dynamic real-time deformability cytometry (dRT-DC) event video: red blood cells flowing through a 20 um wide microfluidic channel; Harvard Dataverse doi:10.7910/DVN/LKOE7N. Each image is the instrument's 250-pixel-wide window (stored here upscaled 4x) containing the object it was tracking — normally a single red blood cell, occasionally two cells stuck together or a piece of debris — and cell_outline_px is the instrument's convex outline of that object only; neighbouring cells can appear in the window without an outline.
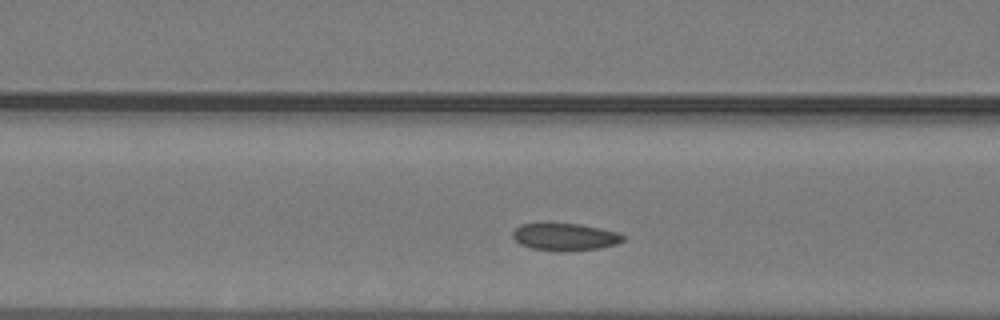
{"species": "common noctule bat (a hibernating species)", "species_latin": "Nyctalus noctula", "temperature_condition": "warm", "stored_images_in_passage": 38, "camera_frame_rate_fps": 3000, "um_per_image_px": 0.085, "animal": {"sex": "male", "body_mass_g": 19.2, "forearm_length_mm": 51.8}, "frame": {"image": 1, "passage_image": 9, "time_ms": 2.667, "image_size_px": [1000, 320], "cell_outline_px": [[624, 240], [616, 244], [600, 248], [560, 252], [532, 248], [520, 244], [512, 236], [512, 232], [520, 224], [548, 220], [580, 224], [600, 228], [616, 232], [624, 236]], "centroid_in_image_um": [47.96, 20.09], "position_along_channel_um": 118.6, "area_um2": 18.26}}
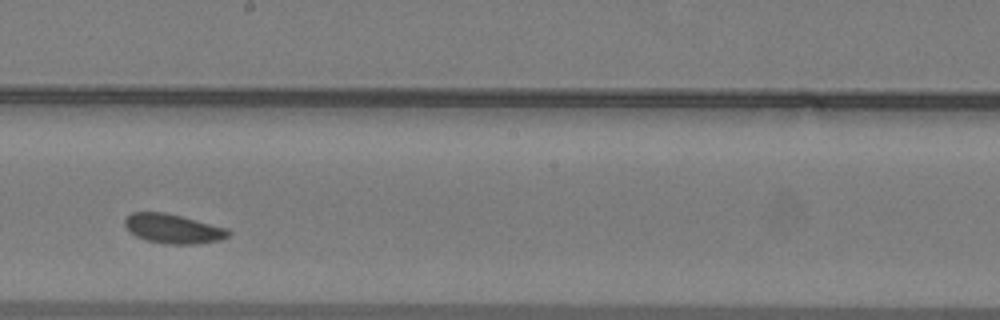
{"frame": {"image": 2, "passage_image": 17, "time_ms": 5.333, "image_size_px": [1000, 320], "cell_outline_px": [[232, 232], [228, 236], [220, 240], [196, 244], [164, 244], [148, 240], [136, 236], [124, 224], [124, 216], [132, 212], [164, 212], [228, 228]], "centroid_in_image_um": [14.72, 19.44], "position_along_channel_um": 233.5, "area_um2": 17.69}}
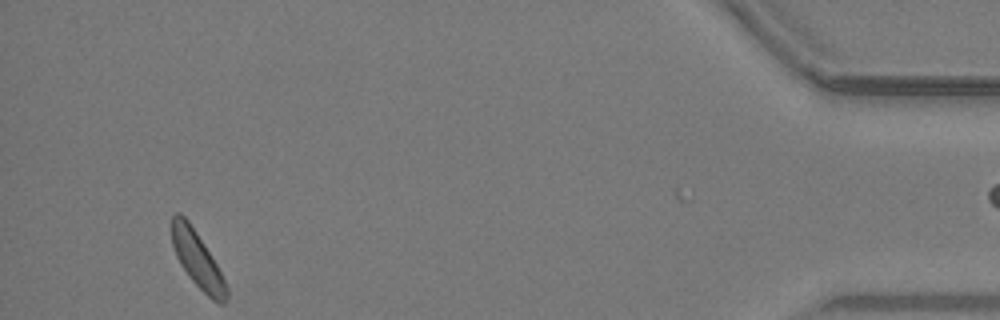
{"frame": {"image": 3, "passage_image": 35, "time_ms": 11.333, "image_size_px": [1000, 320], "cell_outline_px": [[228, 300], [224, 304], [220, 304], [212, 300], [192, 280], [180, 264], [176, 256], [172, 244], [172, 216], [176, 212], [180, 212], [188, 220], [204, 244], [216, 264], [228, 288]], "centroid_in_image_um": [16.78, 22.08], "position_along_channel_um": 418.4, "area_um2": 17.63}}